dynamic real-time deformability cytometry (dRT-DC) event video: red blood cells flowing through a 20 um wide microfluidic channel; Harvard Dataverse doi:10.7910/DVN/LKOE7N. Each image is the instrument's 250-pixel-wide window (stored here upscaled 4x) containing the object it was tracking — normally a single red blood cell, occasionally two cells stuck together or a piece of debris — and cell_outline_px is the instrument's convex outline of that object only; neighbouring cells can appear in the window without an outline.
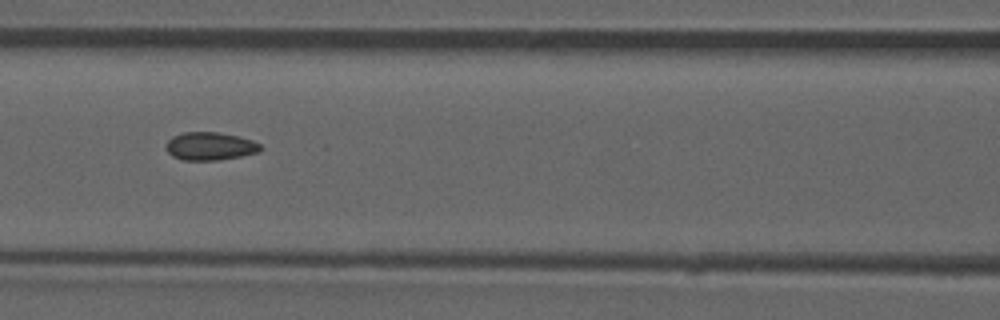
{"species": "common noctule bat (a hibernating species)", "species_latin": "Nyctalus noctula", "temperature_condition": "room temperature", "stored_images_in_passage": 41, "camera_frame_rate_fps": 3000, "um_per_image_px": 0.085, "animal": {"sex": "male", "forearm_length_mm": 52.5}, "frame": {"image": 1, "passage_image": 12, "time_ms": 3.667, "image_size_px": [1000, 320], "cell_outline_px": [[264, 148], [256, 152], [240, 156], [216, 160], [184, 160], [172, 156], [168, 152], [164, 144], [172, 136], [184, 132], [216, 132], [236, 136], [252, 140], [260, 144]], "centroid_in_image_um": [17.81, 12.42], "position_along_channel_um": 148.8, "area_um2": 15.32}, "authors_computed_cell_mechanics": {"area_um2": 15.2592, "velocity_mm_per_s": 3.9302, "shape_relaxation_time_tau1_ms": null, "shape_relaxation_time_tau2_ms": 1.3973, "deformation_change_tau1": null, "deformation_change_tau2": 0.0473}}